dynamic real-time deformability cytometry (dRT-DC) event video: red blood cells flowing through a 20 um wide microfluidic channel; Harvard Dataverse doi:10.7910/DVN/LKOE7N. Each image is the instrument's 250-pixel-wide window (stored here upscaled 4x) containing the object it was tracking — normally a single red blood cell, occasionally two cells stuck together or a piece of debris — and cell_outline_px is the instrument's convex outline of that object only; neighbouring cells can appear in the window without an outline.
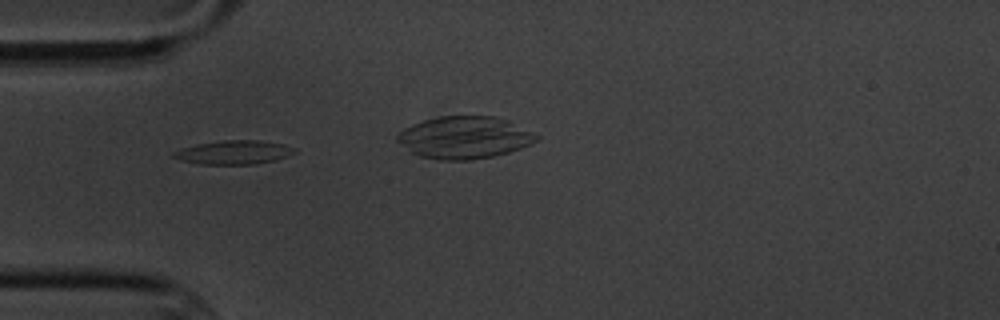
{"species": "common noctule bat (a hibernating species)", "species_latin": "Nyctalus noctula", "temperature_condition": "cold", "stored_images_in_passage": 4, "camera_frame_rate_fps": 3000, "um_per_image_px": 0.085, "animal": {"sex": "male", "body_mass_g": 20.1, "forearm_length_mm": 53.5}, "frame": {"image": 1, "passage_image": 3, "time_ms": 2.333, "image_size_px": [1000, 320], "cell_outline_px": [[296, 152], [288, 156], [276, 160], [256, 164], [200, 164], [180, 160], [172, 156], [172, 152], [180, 148], [196, 144], [224, 140], [260, 140], [284, 144], [296, 148]], "centroid_in_image_um": [19.88, 12.94], "position_along_channel_um": 65.1, "area_um2": 16.94}}